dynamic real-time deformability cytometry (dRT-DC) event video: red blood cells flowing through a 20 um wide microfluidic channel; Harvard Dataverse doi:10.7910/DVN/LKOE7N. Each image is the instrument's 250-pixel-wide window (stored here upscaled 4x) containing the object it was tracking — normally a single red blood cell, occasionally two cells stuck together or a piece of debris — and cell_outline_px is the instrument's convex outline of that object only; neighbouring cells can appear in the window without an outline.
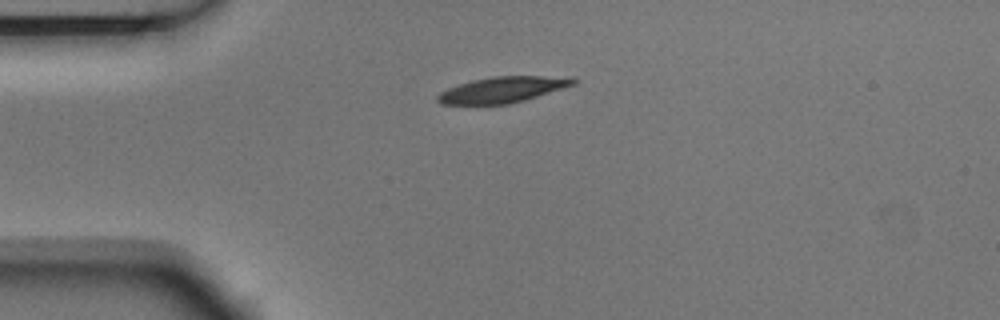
{"species": "Egyptian fruit bat (a non-hibernating species)", "species_latin": "Rousettus aegyptiacus", "temperature_condition": "room temperature", "stored_images_in_passage": 4, "camera_frame_rate_fps": 3000, "um_per_image_px": 0.085, "animal": {"sex": "male"}, "frame": {"image": 1, "passage_image": 1, "time_ms": 0.0, "image_size_px": [1000, 320], "cell_outline_px": [[576, 84], [564, 88], [524, 100], [508, 104], [440, 104], [436, 100], [436, 96], [440, 92], [448, 88], [472, 80], [492, 76], [540, 76], [576, 80]], "centroid_in_image_um": [42.63, 7.63], "position_along_channel_um": 42.4, "area_um2": 20.06}}
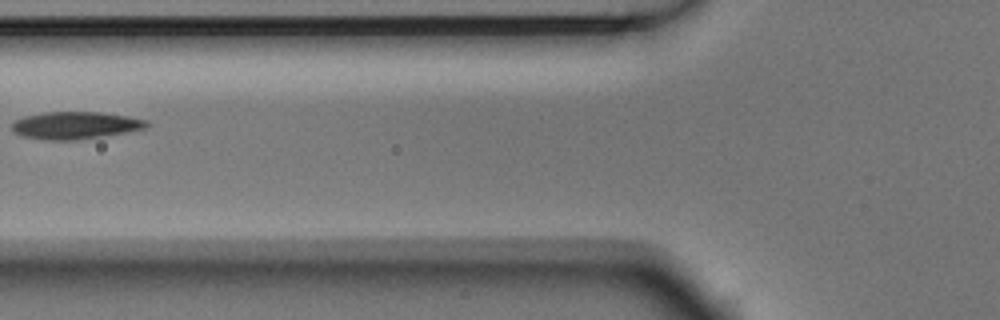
{"frame": {"image": 2, "passage_image": 3, "time_ms": 0.667, "image_size_px": [1000, 320], "cell_outline_px": [[152, 124], [144, 128], [124, 132], [76, 140], [44, 140], [24, 136], [16, 132], [12, 128], [12, 124], [16, 120], [24, 116], [44, 112], [100, 112], [128, 116], [148, 120]], "centroid_in_image_um": [6.42, 10.64], "position_along_channel_um": 119.4, "area_um2": 21.27}}
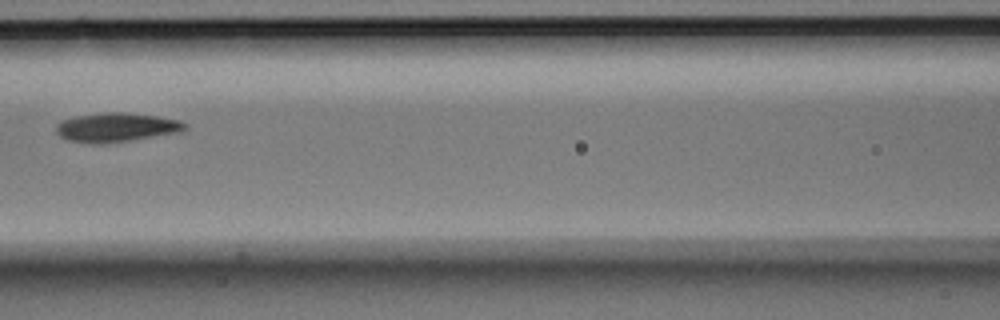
{"frame": {"image": 3, "passage_image": 4, "time_ms": 1.0, "image_size_px": [1000, 320], "cell_outline_px": [[188, 128], [180, 132], [104, 144], [92, 144], [68, 140], [60, 136], [56, 132], [56, 124], [60, 120], [76, 116], [104, 112], [124, 112], [156, 116], [180, 120], [188, 124]], "centroid_in_image_um": [9.88, 10.82], "position_along_channel_um": 156.7, "area_um2": 21.96}}